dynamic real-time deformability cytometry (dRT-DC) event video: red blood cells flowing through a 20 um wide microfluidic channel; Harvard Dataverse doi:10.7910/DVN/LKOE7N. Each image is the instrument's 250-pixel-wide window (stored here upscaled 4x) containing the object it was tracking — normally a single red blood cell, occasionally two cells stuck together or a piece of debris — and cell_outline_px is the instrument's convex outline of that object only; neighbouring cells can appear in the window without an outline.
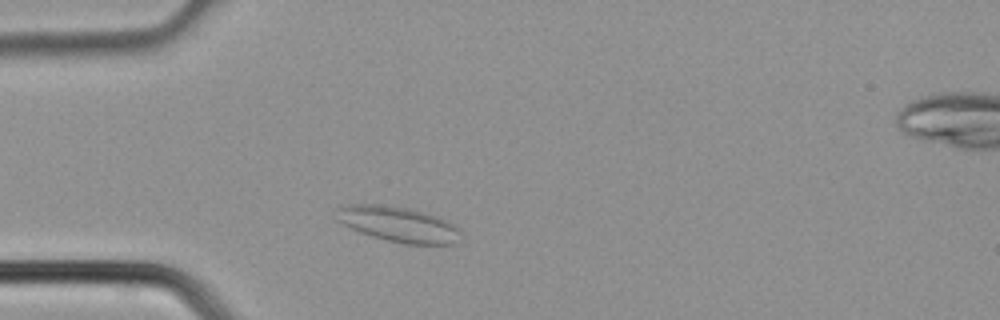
{"species": "common noctule bat (a hibernating species)", "species_latin": "Nyctalus noctula", "temperature_condition": "cold", "stored_images_in_passage": 3, "camera_frame_rate_fps": 3000, "um_per_image_px": 0.085, "animal": {"sex": "male", "body_mass_g": 21.5, "forearm_length_mm": 52.0}, "frame": {"image": 1, "passage_image": 2, "time_ms": 0.333, "image_size_px": [1000, 320], "cell_outline_px": [[460, 240], [456, 244], [404, 244], [372, 236], [360, 232], [336, 220], [336, 208], [344, 204], [376, 204], [412, 208], [448, 220], [456, 224], [460, 232]], "centroid_in_image_um": [33.88, 19.05], "position_along_channel_um": 51.1, "area_um2": 25.89}}